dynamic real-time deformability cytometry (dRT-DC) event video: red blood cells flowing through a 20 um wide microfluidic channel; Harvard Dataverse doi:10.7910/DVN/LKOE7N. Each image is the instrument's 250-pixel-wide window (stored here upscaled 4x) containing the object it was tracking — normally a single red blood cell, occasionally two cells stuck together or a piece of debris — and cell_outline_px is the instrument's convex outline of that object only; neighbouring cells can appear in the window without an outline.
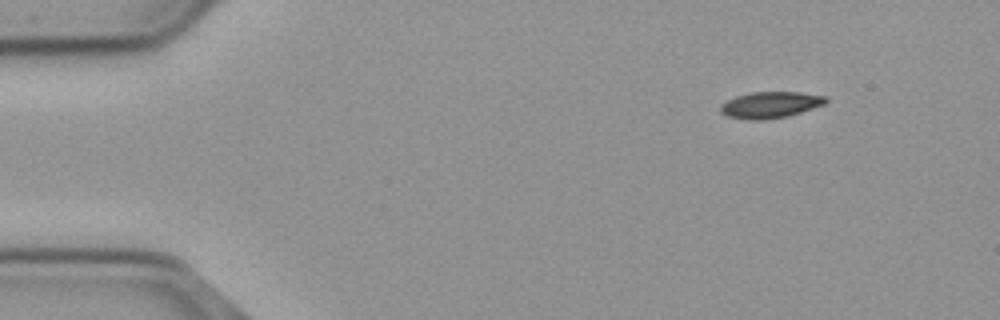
{"species": "common noctule bat (a hibernating species)", "species_latin": "Nyctalus noctula", "temperature_condition": "cold", "stored_images_in_passage": 9, "camera_frame_rate_fps": 3000, "um_per_image_px": 0.085, "animal": {"sex": "male", "body_mass_g": 23.1, "forearm_length_mm": 52.7}, "frame": {"image": 1, "passage_image": 1, "time_ms": 0.0, "image_size_px": [1000, 320], "cell_outline_px": [[828, 100], [824, 104], [788, 116], [764, 120], [748, 120], [728, 116], [720, 112], [720, 104], [736, 96], [752, 92], [800, 92], [828, 96]], "centroid_in_image_um": [65.48, 8.91], "position_along_channel_um": 19.5, "area_um2": 16.18}}